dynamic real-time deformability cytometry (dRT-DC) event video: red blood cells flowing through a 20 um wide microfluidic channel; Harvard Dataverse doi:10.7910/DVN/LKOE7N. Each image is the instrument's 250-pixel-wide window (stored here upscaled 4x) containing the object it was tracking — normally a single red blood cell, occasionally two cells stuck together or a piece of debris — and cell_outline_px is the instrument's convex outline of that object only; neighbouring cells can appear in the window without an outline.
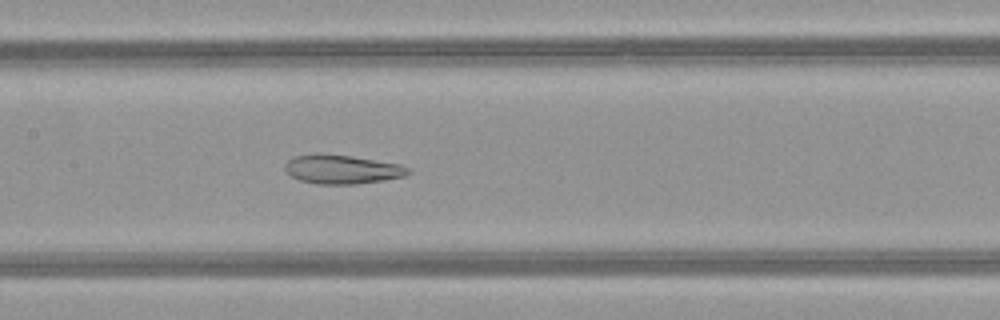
{"species": "common noctule bat (a hibernating species)", "species_latin": "Nyctalus noctula", "temperature_condition": "warm", "stored_images_in_passage": 51, "camera_frame_rate_fps": 3000, "um_per_image_px": 0.085, "animal": {"sex": "female", "body_mass_g": 21.9}, "frame": {"image": 1, "passage_image": 25, "time_ms": 8.0, "image_size_px": [1000, 320], "cell_outline_px": [[412, 172], [404, 176], [384, 180], [356, 184], [316, 184], [300, 180], [284, 172], [284, 164], [288, 160], [296, 156], [312, 152], [324, 152], [352, 156], [400, 164], [408, 168]], "centroid_in_image_um": [29.02, 14.37], "position_along_channel_um": 178.4, "area_um2": 21.21}}
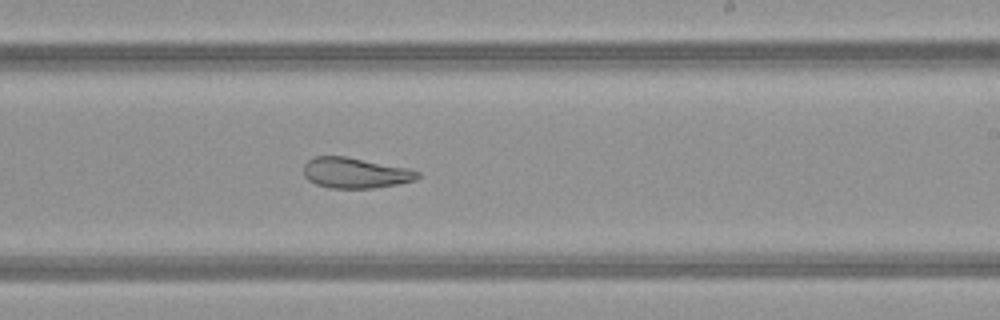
{"frame": {"image": 2, "passage_image": 31, "time_ms": 10.0, "image_size_px": [1000, 320], "cell_outline_px": [[420, 176], [416, 180], [396, 184], [372, 188], [328, 188], [316, 184], [308, 180], [304, 176], [304, 164], [312, 156], [344, 156], [408, 168], [420, 172]], "centroid_in_image_um": [30.17, 14.69], "position_along_channel_um": 258.8, "area_um2": 20.29}}
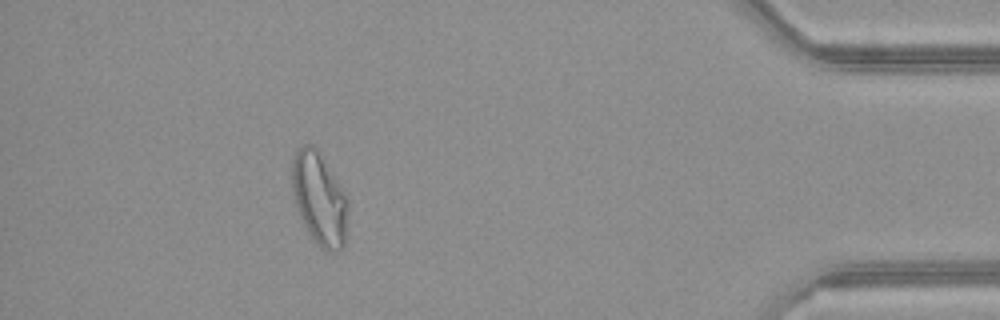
{"frame": {"image": 3, "passage_image": 46, "time_ms": 15.0, "image_size_px": [1000, 320], "cell_outline_px": [[348, 216], [344, 244], [336, 252], [324, 252], [320, 248], [308, 232], [300, 216], [292, 192], [292, 160], [296, 152], [304, 144], [312, 144], [316, 148], [344, 192], [348, 204]], "centroid_in_image_um": [27.14, 16.93], "position_along_channel_um": 408.1, "area_um2": 29.88}, "authors_computed_cell_mechanics": {"area_um2": 28.4376, "velocity_mm_per_s": 4.0369, "shape_relaxation_time_tau1_ms": null, "shape_relaxation_time_tau2_ms": 2.9264, "deformation_change_tau1": null, "deformation_change_tau2": 0.09}}